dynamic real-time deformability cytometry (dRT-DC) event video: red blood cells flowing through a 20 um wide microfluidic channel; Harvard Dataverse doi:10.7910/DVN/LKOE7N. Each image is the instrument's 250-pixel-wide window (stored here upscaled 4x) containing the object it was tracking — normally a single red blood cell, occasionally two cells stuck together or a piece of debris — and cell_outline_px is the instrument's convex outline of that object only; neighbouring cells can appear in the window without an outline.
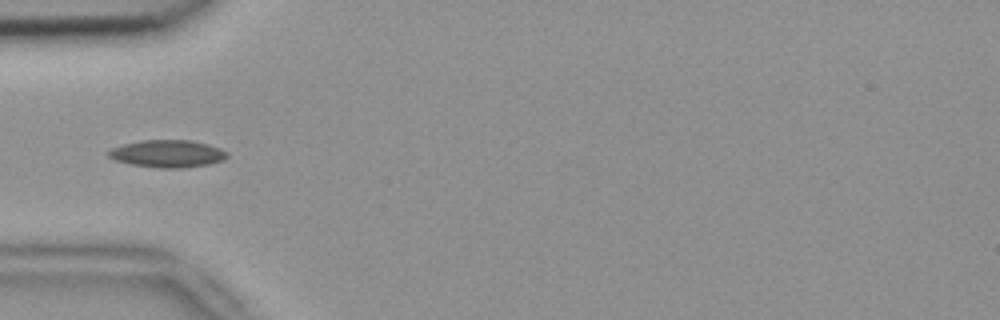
{"species": "common noctule bat (a hibernating species)", "species_latin": "Nyctalus noctula", "temperature_condition": "room temperature", "stored_images_in_passage": 6, "camera_frame_rate_fps": 3000, "um_per_image_px": 0.085, "animal": {"sex": "female", "body_mass_g": 18.4}, "frame": {"image": 1, "passage_image": 2, "time_ms": 0.333, "image_size_px": [1000, 320], "cell_outline_px": [[228, 156], [224, 160], [208, 164], [184, 168], [160, 168], [132, 164], [116, 160], [108, 156], [104, 152], [112, 148], [124, 144], [140, 140], [192, 140], [208, 144], [220, 148], [228, 152]], "centroid_in_image_um": [14.25, 13.06], "position_along_channel_um": 70.8, "area_um2": 19.02}}
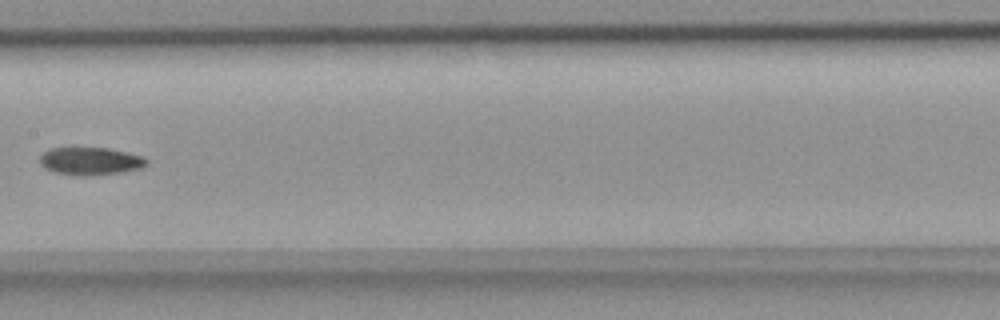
{"frame": {"image": 2, "passage_image": 5, "time_ms": 1.333, "image_size_px": [1000, 320], "cell_outline_px": [[148, 164], [140, 168], [120, 172], [52, 172], [44, 168], [40, 164], [40, 156], [44, 152], [52, 148], [72, 144], [108, 148], [140, 156], [148, 160]], "centroid_in_image_um": [7.61, 13.58], "position_along_channel_um": 199.8, "area_um2": 16.82}}
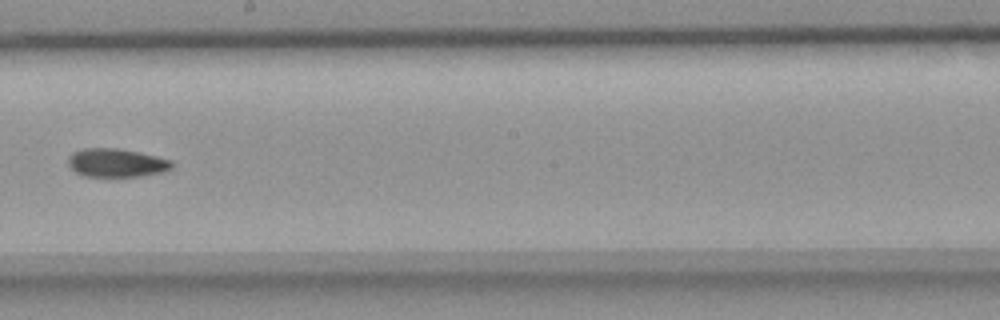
{"frame": {"image": 3, "passage_image": 6, "time_ms": 1.667, "image_size_px": [1000, 320], "cell_outline_px": [[176, 164], [172, 168], [164, 172], [140, 176], [84, 176], [76, 172], [68, 164], [68, 156], [72, 152], [84, 148], [116, 148], [140, 152], [172, 160]], "centroid_in_image_um": [9.93, 13.83], "position_along_channel_um": 238.3, "area_um2": 17.34}}